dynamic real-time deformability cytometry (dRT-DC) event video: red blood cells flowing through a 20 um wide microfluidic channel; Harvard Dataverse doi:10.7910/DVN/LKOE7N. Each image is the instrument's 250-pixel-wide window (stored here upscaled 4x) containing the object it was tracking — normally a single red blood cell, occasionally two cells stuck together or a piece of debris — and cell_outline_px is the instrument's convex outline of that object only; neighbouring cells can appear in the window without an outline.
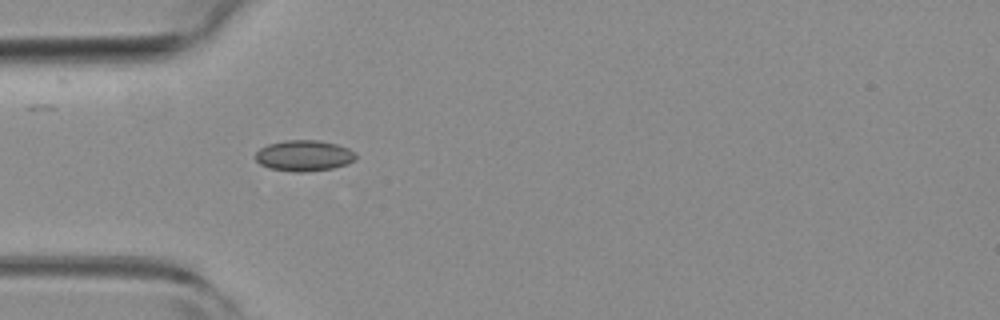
{"species": "common noctule bat (a hibernating species)", "species_latin": "Nyctalus noctula", "temperature_condition": "room temperature", "stored_images_in_passage": 4, "camera_frame_rate_fps": 3000, "um_per_image_px": 0.085, "animal": {"sex": "female", "body_mass_g": 19.3, "forearm_length_mm": 54.1}, "frame": {"image": 1, "passage_image": 4, "time_ms": 1.0, "image_size_px": [1000, 320], "cell_outline_px": [[356, 160], [348, 164], [332, 168], [304, 172], [292, 172], [268, 168], [260, 164], [256, 160], [256, 152], [260, 148], [268, 144], [284, 140], [320, 140], [336, 144], [348, 148], [356, 152]], "centroid_in_image_um": [25.85, 13.23], "position_along_channel_um": 59.1, "area_um2": 18.26}}